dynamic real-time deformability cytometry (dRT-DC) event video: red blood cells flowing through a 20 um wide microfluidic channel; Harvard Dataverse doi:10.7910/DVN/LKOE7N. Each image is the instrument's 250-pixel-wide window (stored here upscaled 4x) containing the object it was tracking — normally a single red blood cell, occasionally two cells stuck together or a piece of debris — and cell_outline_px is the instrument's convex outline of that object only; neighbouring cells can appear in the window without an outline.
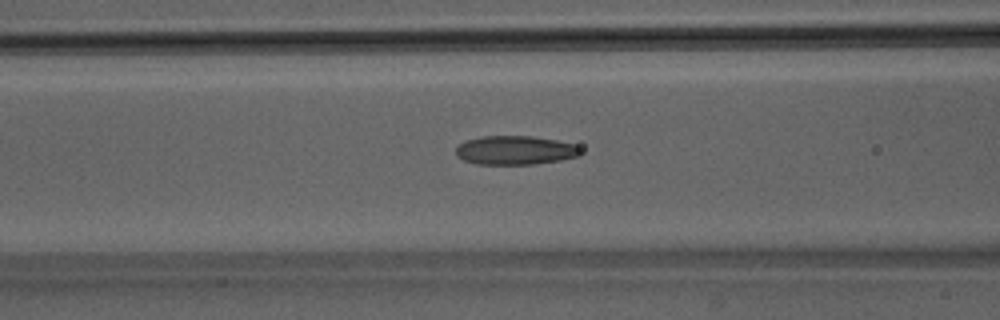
{"species": "Egyptian fruit bat (a non-hibernating species)", "species_latin": "Rousettus aegyptiacus", "temperature_condition": "room temperature", "stored_images_in_passage": 16, "camera_frame_rate_fps": 3000, "um_per_image_px": 0.085, "animal": {"sex": "male"}, "frame": {"image": 1, "passage_image": 7, "time_ms": 2.0, "image_size_px": [1000, 320], "cell_outline_px": [[580, 156], [560, 160], [532, 164], [476, 164], [464, 160], [456, 156], [456, 148], [464, 140], [480, 136], [532, 136], [556, 140], [576, 144], [580, 148]], "centroid_in_image_um": [43.78, 12.76], "position_along_channel_um": 122.8, "area_um2": 21.1}}